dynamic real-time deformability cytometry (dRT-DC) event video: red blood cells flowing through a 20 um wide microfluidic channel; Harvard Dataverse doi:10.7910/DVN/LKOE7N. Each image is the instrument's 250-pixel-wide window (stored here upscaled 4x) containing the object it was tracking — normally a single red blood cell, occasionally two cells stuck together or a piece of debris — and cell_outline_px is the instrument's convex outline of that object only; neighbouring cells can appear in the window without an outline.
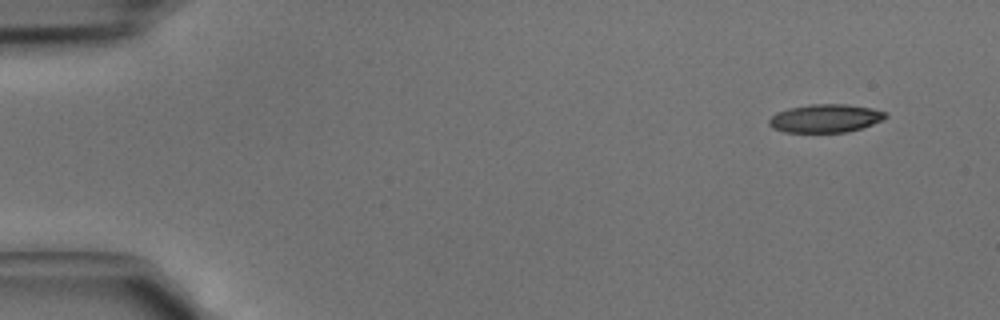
{"species": "common noctule bat (a hibernating species)", "species_latin": "Nyctalus noctula", "temperature_condition": "cold", "stored_images_in_passage": 4, "camera_frame_rate_fps": 3000, "um_per_image_px": 0.085, "animal": {"sex": "male", "body_mass_g": 15.6}, "frame": {"image": 1, "passage_image": 1, "time_ms": 0.0, "image_size_px": [1000, 320], "cell_outline_px": [[888, 116], [884, 120], [848, 132], [784, 132], [772, 128], [768, 124], [768, 120], [776, 112], [788, 108], [812, 104], [848, 104], [872, 108], [884, 112]], "centroid_in_image_um": [70.14, 10.05], "position_along_channel_um": 14.9, "area_um2": 19.25}}
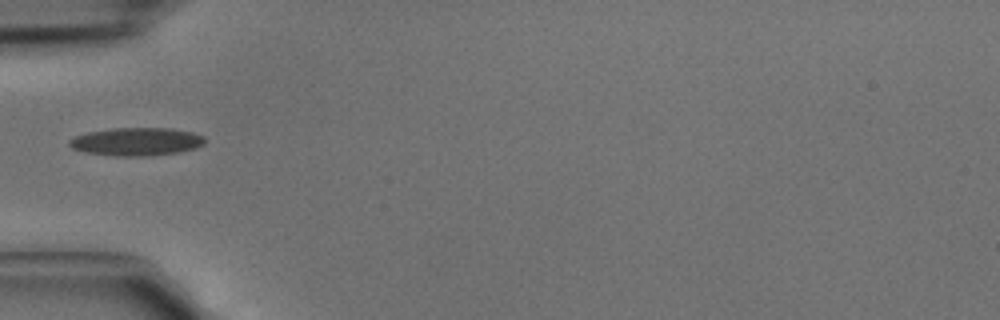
{"frame": {"image": 2, "passage_image": 4, "time_ms": 1.0, "image_size_px": [1000, 320], "cell_outline_px": [[204, 144], [196, 148], [176, 152], [152, 156], [112, 156], [84, 152], [72, 148], [68, 144], [68, 140], [76, 136], [88, 132], [112, 128], [172, 128], [192, 132], [204, 136]], "centroid_in_image_um": [11.59, 12.04], "position_along_channel_um": 73.4, "area_um2": 22.25}}